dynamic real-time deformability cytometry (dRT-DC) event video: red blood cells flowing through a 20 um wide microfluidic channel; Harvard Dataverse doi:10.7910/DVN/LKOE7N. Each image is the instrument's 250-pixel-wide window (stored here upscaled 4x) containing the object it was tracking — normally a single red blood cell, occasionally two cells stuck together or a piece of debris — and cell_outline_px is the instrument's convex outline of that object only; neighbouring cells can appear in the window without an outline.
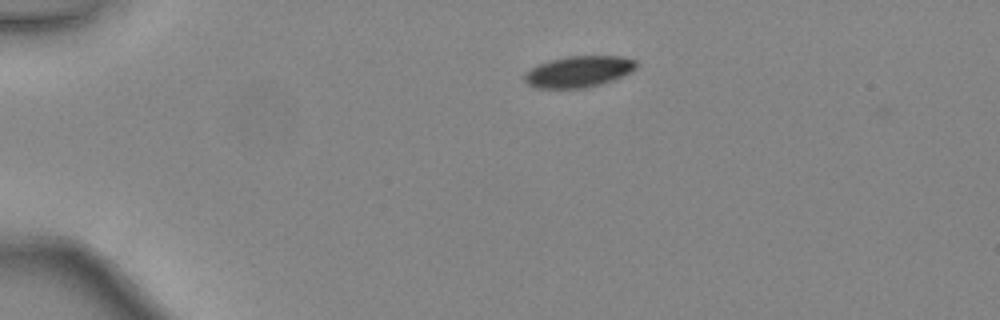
{"species": "common noctule bat (a hibernating species)", "species_latin": "Nyctalus noctula", "temperature_condition": "warm", "stored_images_in_passage": 2, "camera_frame_rate_fps": 3000, "um_per_image_px": 0.085, "animal": {"sex": "female", "body_mass_g": 24.6, "forearm_length_mm": 56.2}, "frame": {"image": 1, "passage_image": 1, "time_ms": 0.0, "image_size_px": [1000, 320], "cell_outline_px": [[636, 68], [612, 80], [600, 84], [584, 88], [536, 88], [528, 84], [524, 80], [524, 72], [540, 64], [552, 60], [568, 56], [620, 56], [636, 60]], "centroid_in_image_um": [49.16, 6.09], "position_along_channel_um": 35.8, "area_um2": 20.06}}